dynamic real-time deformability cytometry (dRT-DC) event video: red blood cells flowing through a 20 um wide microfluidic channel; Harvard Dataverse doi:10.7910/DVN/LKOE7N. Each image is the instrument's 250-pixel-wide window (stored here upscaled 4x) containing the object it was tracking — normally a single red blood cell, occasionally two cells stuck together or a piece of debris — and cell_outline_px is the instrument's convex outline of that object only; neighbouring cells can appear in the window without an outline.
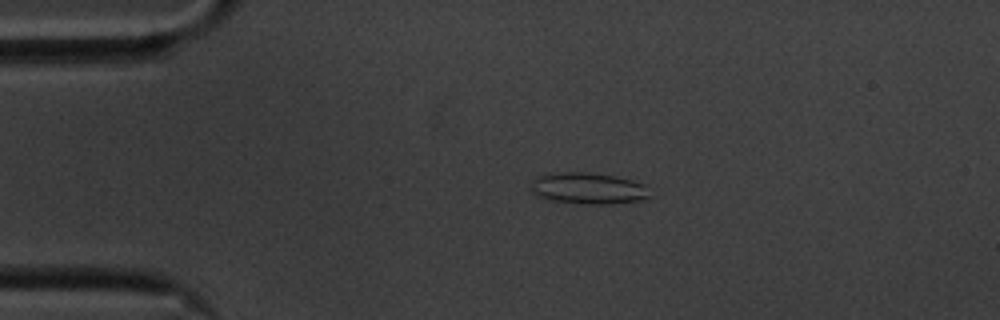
{"species": "common noctule bat (a hibernating species)", "species_latin": "Nyctalus noctula", "temperature_condition": "cold", "stored_images_in_passage": 56, "camera_frame_rate_fps": 3000, "um_per_image_px": 0.085, "animal": {"sex": "male", "body_mass_g": 20.1, "forearm_length_mm": 53.5}, "frame": {"image": 1, "passage_image": 11, "time_ms": 3.333, "image_size_px": [1000, 320], "cell_outline_px": [[648, 196], [640, 200], [612, 204], [584, 204], [548, 200], [532, 192], [532, 180], [536, 176], [564, 172], [584, 172], [612, 176], [632, 180], [644, 184]], "centroid_in_image_um": [49.95, 16.02], "position_along_channel_um": 35.0, "area_um2": 21.39}}
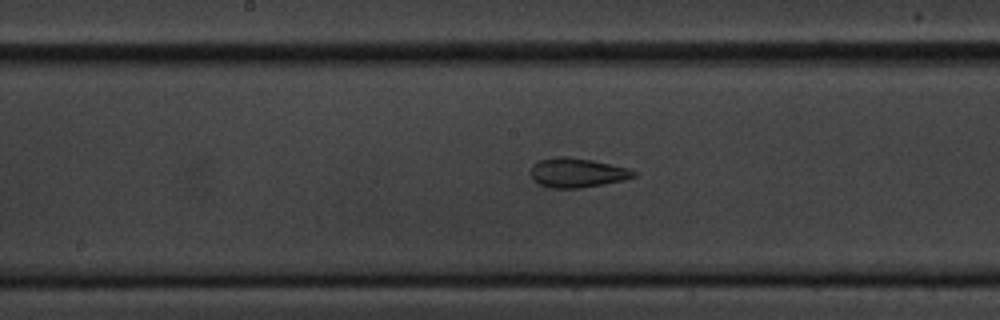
{"frame": {"image": 2, "passage_image": 28, "time_ms": 9.0, "image_size_px": [1000, 320], "cell_outline_px": [[636, 176], [624, 180], [604, 184], [580, 188], [552, 188], [540, 184], [532, 180], [528, 172], [532, 164], [540, 160], [560, 156], [568, 156], [592, 160], [628, 168], [636, 172]], "centroid_in_image_um": [49.01, 14.68], "position_along_channel_um": 199.2, "area_um2": 17.8}}
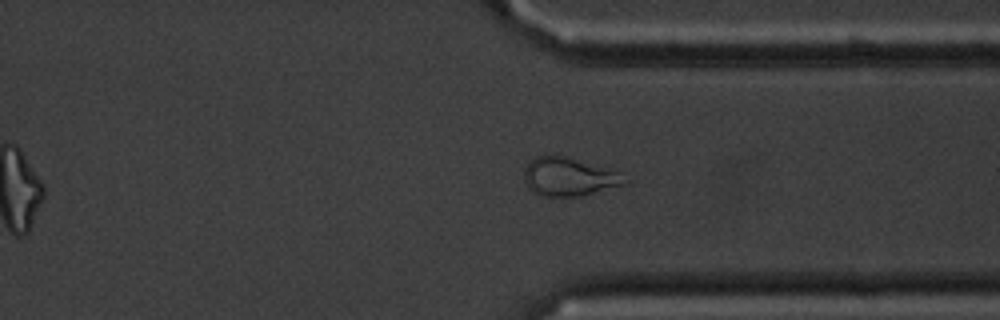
{"frame": {"image": 3, "passage_image": 42, "time_ms": 13.667, "image_size_px": [1000, 320], "cell_outline_px": [[628, 184], [584, 196], [544, 196], [532, 192], [528, 188], [524, 180], [524, 168], [536, 156], [564, 156], [620, 172]], "centroid_in_image_um": [48.36, 15.06], "position_along_channel_um": 363.0, "area_um2": 22.43}, "authors_computed_cell_mechanics": {"area_um2": 20.23, "velocity_mm_per_s": 3.5272, "shape_relaxation_time_tau1_ms": null, "shape_relaxation_time_tau2_ms": 2.0424, "deformation_change_tau1": null, "deformation_change_tau2": 0.0843}}